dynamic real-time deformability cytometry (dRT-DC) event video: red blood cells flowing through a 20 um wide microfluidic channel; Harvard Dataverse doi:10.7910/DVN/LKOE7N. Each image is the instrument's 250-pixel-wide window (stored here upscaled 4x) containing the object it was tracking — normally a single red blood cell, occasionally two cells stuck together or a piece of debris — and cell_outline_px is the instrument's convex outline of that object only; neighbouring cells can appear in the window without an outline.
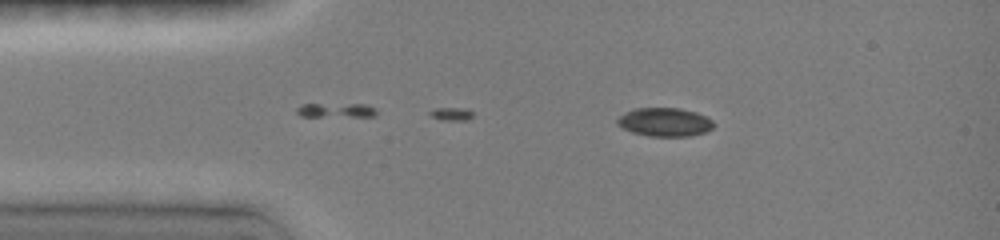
{"species": "common noctule bat (a hibernating species)", "species_latin": "Nyctalus noctula", "temperature_condition": "room temperature", "stored_images_in_passage": 5, "camera_frame_rate_fps": 3000, "um_per_image_px": 0.085, "animal": {"sex": "female", "body_mass_g": 19.0, "forearm_length_mm": 51.5}, "frame": {"image": 1, "passage_image": 5, "time_ms": 1.333, "image_size_px": [1000, 240], "cell_outline_px": [[712, 128], [704, 132], [688, 136], [648, 136], [632, 132], [616, 124], [616, 120], [624, 112], [632, 108], [680, 108], [696, 112], [712, 120]], "centroid_in_image_um": [56.45, 10.37], "position_along_channel_um": 28.6, "area_um2": 15.95}}